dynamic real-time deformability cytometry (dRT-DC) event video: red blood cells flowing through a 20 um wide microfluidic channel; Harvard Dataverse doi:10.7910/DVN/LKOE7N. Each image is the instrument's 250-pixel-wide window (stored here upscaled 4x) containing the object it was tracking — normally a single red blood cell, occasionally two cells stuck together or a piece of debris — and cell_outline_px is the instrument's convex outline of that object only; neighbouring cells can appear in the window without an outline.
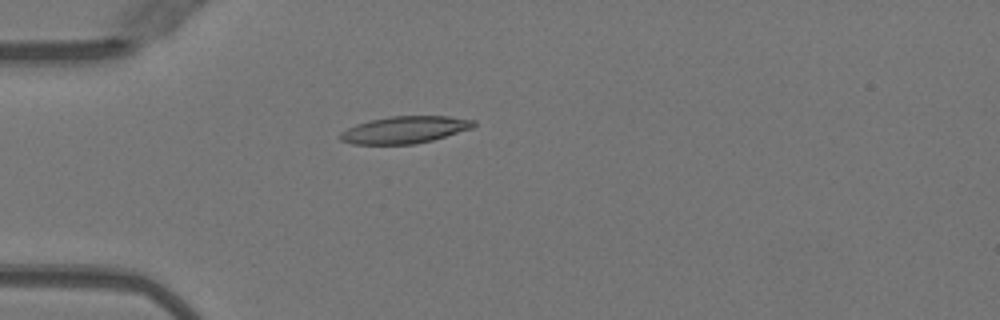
{"species": "Egyptian fruit bat (a non-hibernating species)", "species_latin": "Rousettus aegyptiacus", "temperature_condition": "warm", "stored_images_in_passage": 30, "camera_frame_rate_fps": 3000, "um_per_image_px": 0.085, "animal": {"sex": "female"}, "frame": {"image": 1, "passage_image": 1, "time_ms": 0.0, "image_size_px": [1000, 320], "cell_outline_px": [[476, 124], [472, 128], [432, 140], [416, 144], [352, 144], [340, 140], [336, 136], [340, 132], [356, 124], [372, 120], [392, 116], [448, 116], [476, 120]], "centroid_in_image_um": [34.38, 11.03], "position_along_channel_um": 50.6, "area_um2": 21.04}}
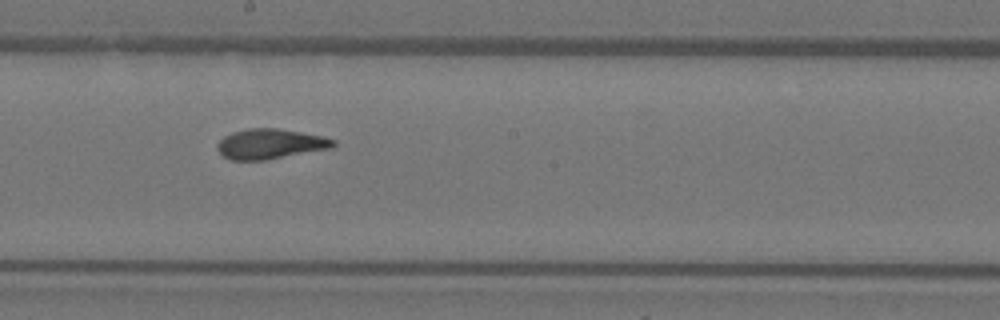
{"frame": {"image": 2, "passage_image": 15, "time_ms": 4.667, "image_size_px": [1000, 320], "cell_outline_px": [[336, 144], [332, 148], [264, 160], [232, 160], [224, 156], [216, 148], [216, 144], [224, 136], [232, 132], [248, 128], [276, 128], [324, 136], [336, 140]], "centroid_in_image_um": [22.97, 12.23], "position_along_channel_um": 225.2, "area_um2": 20.29}}
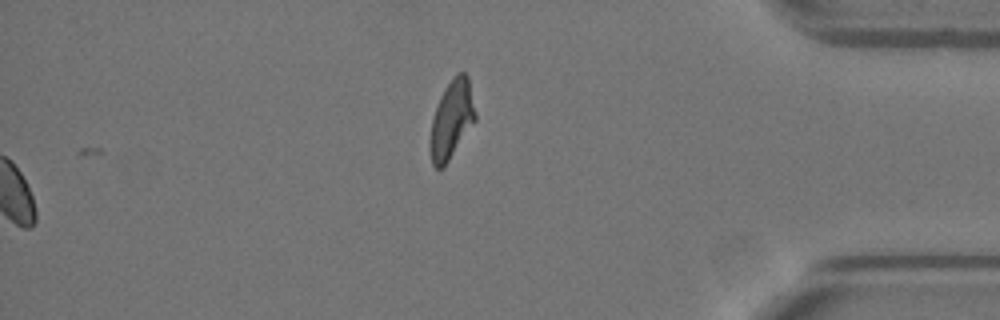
{"frame": {"image": 3, "passage_image": 30, "time_ms": 9.667, "image_size_px": [1000, 320], "cell_outline_px": [[476, 120], [444, 168], [436, 168], [432, 164], [428, 148], [428, 140], [432, 120], [440, 96], [444, 88], [456, 72], [464, 72], [468, 76], [476, 112]], "centroid_in_image_um": [38.37, 10.18], "position_along_channel_um": 396.8, "area_um2": 20.98}, "authors_computed_cell_mechanics": {"area_um2": 20.2878, "velocity_mm_per_s": 4.0317, "shape_relaxation_time_tau1_ms": 7.8131, "shape_relaxation_time_tau2_ms": 2.0306, "deformation_change_tau1": 0.28, "deformation_change_tau2": 0.0843}}